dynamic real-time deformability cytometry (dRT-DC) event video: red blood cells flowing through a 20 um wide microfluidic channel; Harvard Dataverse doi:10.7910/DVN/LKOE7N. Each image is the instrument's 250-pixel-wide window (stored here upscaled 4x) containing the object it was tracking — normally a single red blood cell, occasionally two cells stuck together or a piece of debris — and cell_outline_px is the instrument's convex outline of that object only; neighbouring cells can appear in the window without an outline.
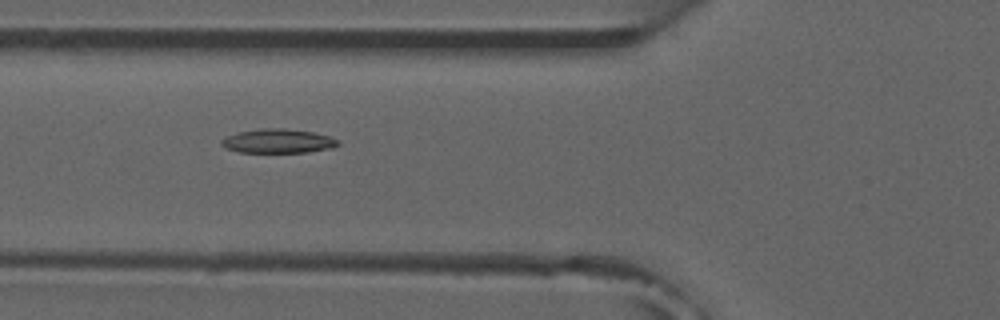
{"species": "common noctule bat (a hibernating species)", "species_latin": "Nyctalus noctula", "temperature_condition": "room temperature", "stored_images_in_passage": 7, "camera_frame_rate_fps": 3000, "um_per_image_px": 0.085, "animal": {"sex": "male", "forearm_length_mm": 52.5}, "frame": {"image": 1, "passage_image": 5, "time_ms": 5.667, "image_size_px": [1000, 320], "cell_outline_px": [[340, 144], [332, 148], [308, 152], [240, 152], [224, 148], [220, 144], [220, 140], [228, 136], [240, 132], [260, 128], [284, 128], [312, 132], [328, 136], [340, 140]], "centroid_in_image_um": [23.64, 11.99], "position_along_channel_um": 102.2, "area_um2": 16.36}}
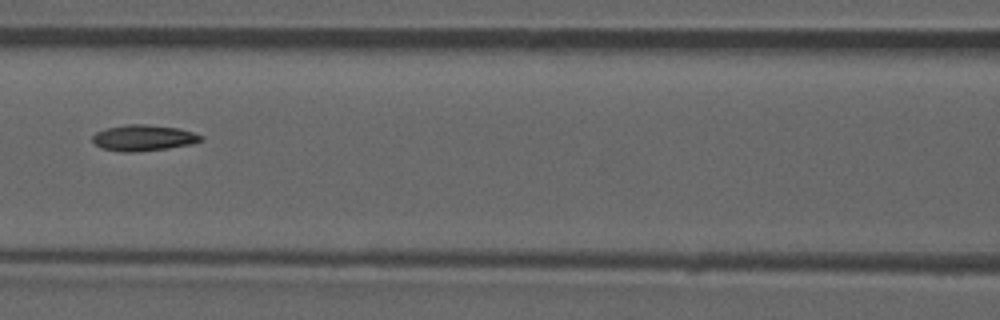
{"frame": {"image": 2, "passage_image": 6, "time_ms": 7.0, "image_size_px": [1000, 320], "cell_outline_px": [[204, 136], [200, 140], [192, 144], [168, 148], [136, 152], [120, 152], [100, 148], [92, 140], [92, 136], [96, 132], [108, 128], [128, 124], [144, 124], [180, 128]], "centroid_in_image_um": [12.18, 11.72], "position_along_channel_um": 154.4, "area_um2": 16.42}}